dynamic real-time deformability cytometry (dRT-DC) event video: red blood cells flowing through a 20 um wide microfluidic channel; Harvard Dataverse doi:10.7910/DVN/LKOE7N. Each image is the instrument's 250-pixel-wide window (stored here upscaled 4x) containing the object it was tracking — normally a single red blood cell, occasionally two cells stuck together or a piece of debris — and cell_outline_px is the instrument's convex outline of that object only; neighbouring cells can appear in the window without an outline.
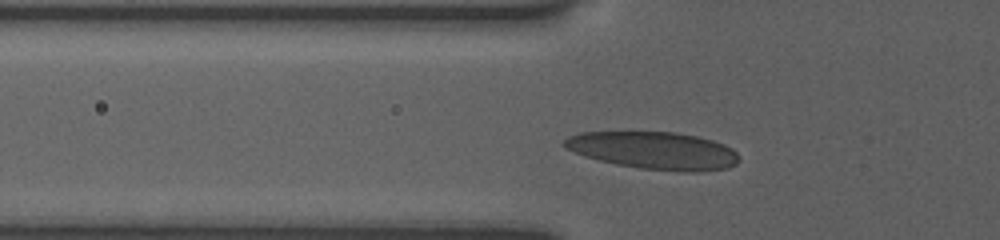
{"species": "human", "species_latin": "Homo sapiens", "temperature_condition": "room temperature", "stored_images_in_passage": 34, "camera_frame_rate_fps": 3000, "um_per_image_px": 0.085, "donor": {"sex": "female"}, "frame": {"image": 1, "passage_image": 10, "time_ms": 3.0, "image_size_px": [1000, 240], "cell_outline_px": [[736, 160], [728, 164], [716, 168], [656, 168], [628, 164], [608, 160], [592, 156], [572, 148], [564, 144], [576, 136], [596, 132], [664, 132], [688, 136], [720, 144], [728, 148], [736, 156]], "centroid_in_image_um": [55.56, 12.72], "position_along_channel_um": 70.2, "area_um2": 33.06}}
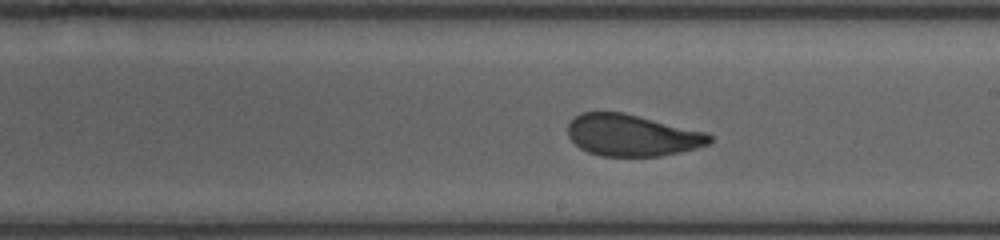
{"frame": {"image": 2, "passage_image": 23, "time_ms": 7.333, "image_size_px": [1000, 240], "cell_outline_px": [[712, 140], [704, 144], [688, 148], [648, 156], [612, 156], [592, 152], [584, 148], [572, 136], [572, 120], [588, 112], [616, 112], [632, 116], [708, 136]], "centroid_in_image_um": [53.6, 11.51], "position_along_channel_um": 235.4, "area_um2": 30.4}}
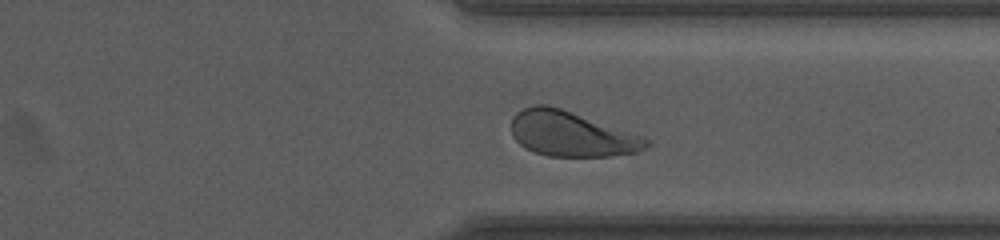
{"frame": {"image": 3, "passage_image": 33, "time_ms": 10.667, "image_size_px": [1000, 240], "cell_outline_px": [[628, 152], [600, 156], [556, 156], [540, 152], [528, 148], [520, 140], [516, 116], [520, 112], [528, 108], [556, 108], [568, 112], [576, 116], [604, 132], [616, 140]], "centroid_in_image_um": [47.9, 11.42], "position_along_channel_um": 363.5, "area_um2": 26.41}, "authors_computed_cell_mechanics": {"area_um2": 31.1831, "velocity_mm_per_s": 3.8352, "shape_relaxation_time_tau1_ms": 10.8531, "shape_relaxation_time_tau2_ms": 1.0395, "deformation_change_tau1": 0.323, "deformation_change_tau2": 0.0683}}